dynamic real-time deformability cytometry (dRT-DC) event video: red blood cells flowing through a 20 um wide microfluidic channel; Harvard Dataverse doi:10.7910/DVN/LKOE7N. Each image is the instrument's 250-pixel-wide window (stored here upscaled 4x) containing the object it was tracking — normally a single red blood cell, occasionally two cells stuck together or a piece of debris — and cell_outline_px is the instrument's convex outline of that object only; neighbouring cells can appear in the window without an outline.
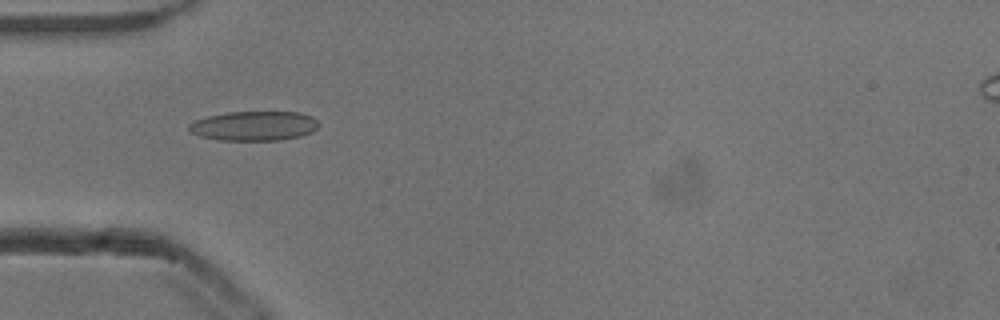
{"species": "common noctule bat (a hibernating species)", "species_latin": "Nyctalus noctula", "temperature_condition": "cold", "stored_images_in_passage": 43, "camera_frame_rate_fps": 3000, "um_per_image_px": 0.085, "animal": {"sex": "male", "body_mass_g": 13.3}, "frame": {"image": 1, "passage_image": 7, "time_ms": 2.0, "image_size_px": [1000, 320], "cell_outline_px": [[320, 124], [312, 132], [300, 136], [280, 140], [220, 140], [200, 136], [192, 132], [188, 128], [188, 124], [196, 120], [208, 116], [228, 112], [300, 112], [312, 116]], "centroid_in_image_um": [21.62, 10.7], "position_along_channel_um": 63.4, "area_um2": 22.25}}
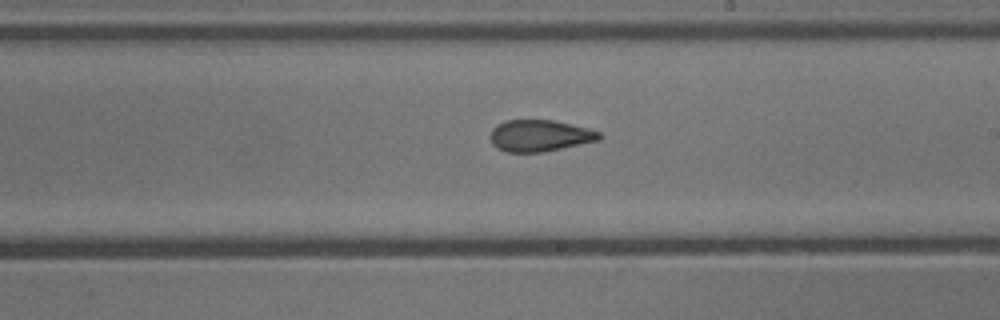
{"frame": {"image": 2, "passage_image": 21, "time_ms": 6.667, "image_size_px": [1000, 320], "cell_outline_px": [[600, 140], [540, 152], [508, 152], [496, 148], [492, 144], [488, 136], [492, 128], [496, 124], [504, 120], [552, 120], [588, 128], [600, 132]], "centroid_in_image_um": [45.8, 11.52], "position_along_channel_um": 243.2, "area_um2": 20.06}}
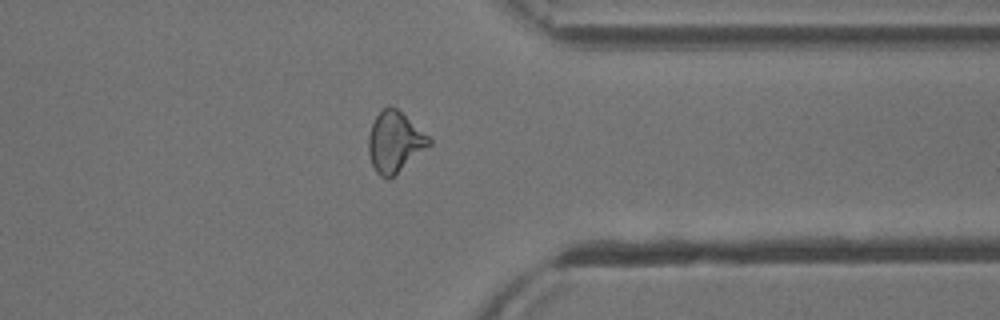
{"frame": {"image": 3, "passage_image": 32, "time_ms": 10.333, "image_size_px": [1000, 320], "cell_outline_px": [[432, 144], [388, 180], [380, 176], [376, 172], [372, 164], [368, 152], [368, 136], [372, 124], [376, 116], [388, 104], [396, 108], [428, 136], [432, 140]], "centroid_in_image_um": [33.53, 12.07], "position_along_channel_um": 377.9, "area_um2": 21.15}, "authors_computed_cell_mechanics": {"area_um2": 21.097, "velocity_mm_per_s": 3.8466, "shape_relaxation_time_tau1_ms": 8.9445, "shape_relaxation_time_tau2_ms": 1.9435, "deformation_change_tau1": 0.1931, "deformation_change_tau2": 0.0862}}